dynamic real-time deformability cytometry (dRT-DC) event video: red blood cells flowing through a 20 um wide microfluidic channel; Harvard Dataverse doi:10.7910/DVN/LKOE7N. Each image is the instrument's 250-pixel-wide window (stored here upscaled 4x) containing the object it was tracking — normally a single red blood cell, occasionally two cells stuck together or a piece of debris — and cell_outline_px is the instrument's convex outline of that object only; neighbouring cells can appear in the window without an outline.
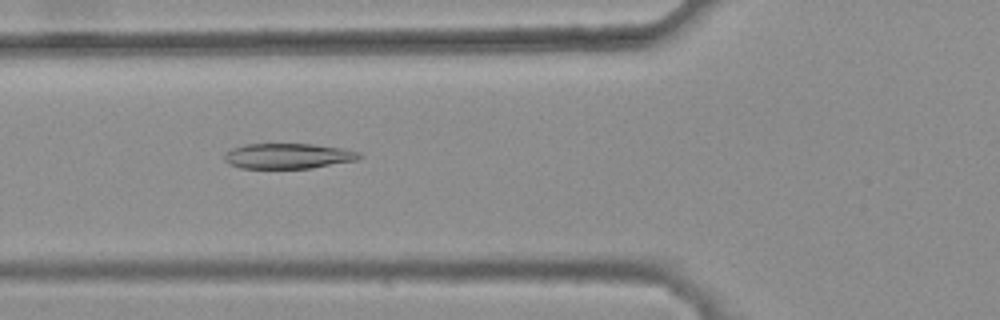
{"species": "common noctule bat (a hibernating species)", "species_latin": "Nyctalus noctula", "temperature_condition": "warm", "stored_images_in_passage": 35, "camera_frame_rate_fps": 3000, "um_per_image_px": 0.085, "animal": {"sex": "female", "body_mass_g": 25.1}, "frame": {"image": 1, "passage_image": 8, "time_ms": 2.333, "image_size_px": [1000, 320], "cell_outline_px": [[364, 156], [356, 160], [312, 168], [240, 168], [228, 164], [224, 160], [224, 152], [232, 148], [244, 144], [312, 144], [344, 148], [360, 152]], "centroid_in_image_um": [24.48, 13.25], "position_along_channel_um": 101.3, "area_um2": 20.11}}
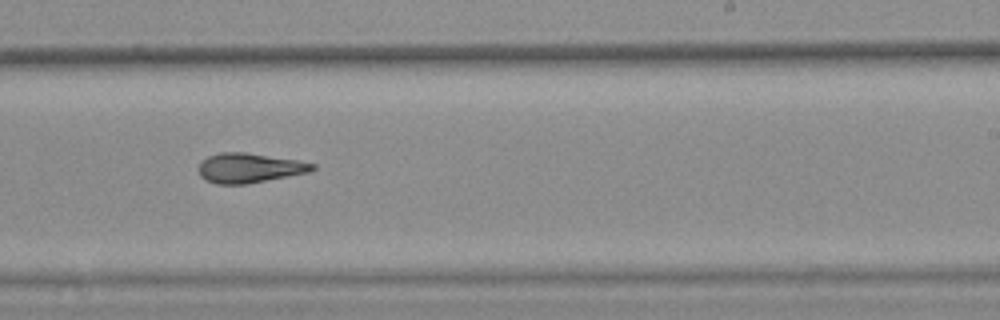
{"frame": {"image": 2, "passage_image": 21, "time_ms": 6.667, "image_size_px": [1000, 320], "cell_outline_px": [[316, 168], [308, 172], [288, 176], [244, 184], [216, 184], [204, 180], [200, 176], [196, 168], [200, 160], [208, 156], [220, 152], [244, 152], [296, 160], [316, 164]], "centroid_in_image_um": [21.1, 14.27], "position_along_channel_um": 267.9, "area_um2": 19.71}}
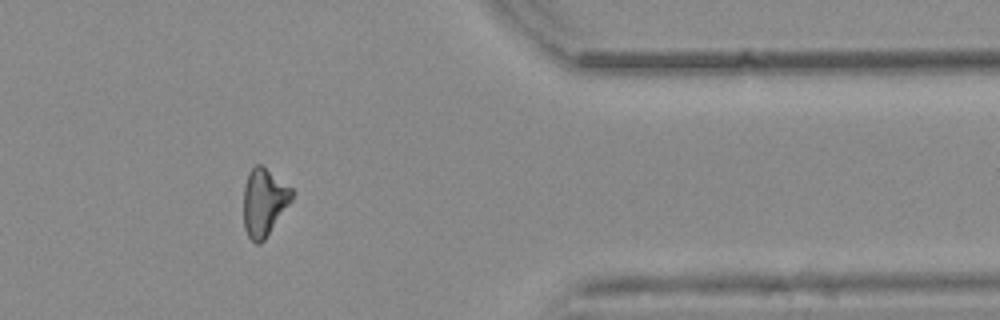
{"frame": {"image": 3, "passage_image": 32, "time_ms": 10.333, "image_size_px": [1000, 320], "cell_outline_px": [[292, 200], [264, 240], [260, 244], [256, 244], [248, 236], [244, 228], [244, 184], [248, 172], [256, 164], [260, 164], [292, 188]], "centroid_in_image_um": [22.42, 17.18], "position_along_channel_um": 389.0, "area_um2": 18.84}, "authors_computed_cell_mechanics": {"area_um2": 19.652, "velocity_mm_per_s": 3.8447, "shape_relaxation_time_tau1_ms": null, "shape_relaxation_time_tau2_ms": 2.8251, "deformation_change_tau1": null, "deformation_change_tau2": 0.0966}}